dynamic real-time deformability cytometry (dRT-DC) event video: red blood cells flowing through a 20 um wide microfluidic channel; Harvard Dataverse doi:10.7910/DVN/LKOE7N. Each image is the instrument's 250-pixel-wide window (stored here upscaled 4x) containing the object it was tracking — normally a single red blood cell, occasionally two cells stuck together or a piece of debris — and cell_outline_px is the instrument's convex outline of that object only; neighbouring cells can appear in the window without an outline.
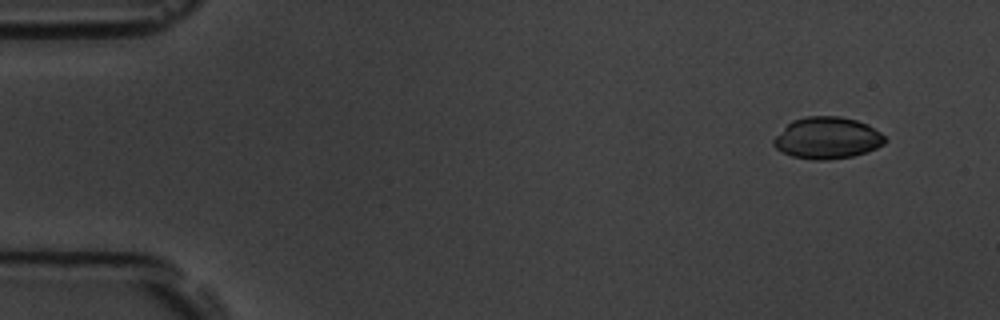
{"species": "common noctule bat (a hibernating species)", "species_latin": "Nyctalus noctula", "temperature_condition": "room temperature", "stored_images_in_passage": 10, "camera_frame_rate_fps": 3000, "um_per_image_px": 0.085, "animal": {"sex": "male", "body_mass_g": 19.5, "forearm_length_mm": 54.6}, "frame": {"image": 1, "passage_image": 1, "time_ms": 0.0, "image_size_px": [1000, 320], "cell_outline_px": [[888, 140], [884, 144], [868, 152], [852, 156], [828, 160], [812, 160], [792, 156], [776, 148], [772, 144], [772, 140], [792, 120], [804, 116], [840, 116], [856, 120], [868, 124], [880, 132]], "centroid_in_image_um": [70.34, 11.73], "position_along_channel_um": 14.7, "area_um2": 27.17}}
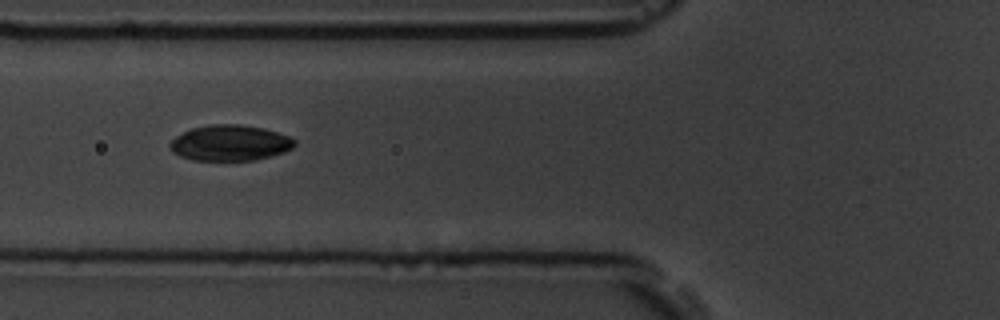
{"frame": {"image": 2, "passage_image": 6, "time_ms": 5.667, "image_size_px": [1000, 320], "cell_outline_px": [[296, 144], [292, 148], [284, 152], [252, 160], [192, 160], [180, 156], [172, 152], [168, 148], [168, 144], [176, 136], [192, 128], [208, 124], [240, 124], [264, 128], [288, 136], [296, 140]], "centroid_in_image_um": [19.52, 12.14], "position_along_channel_um": 106.3, "area_um2": 25.95}}
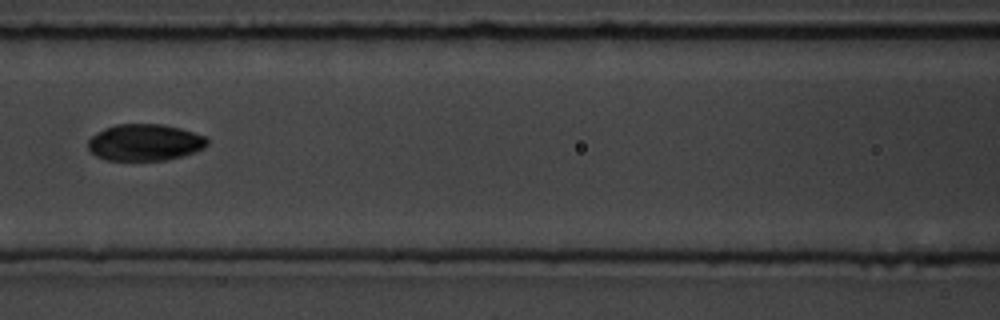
{"frame": {"image": 3, "passage_image": 7, "time_ms": 7.0, "image_size_px": [1000, 320], "cell_outline_px": [[208, 144], [204, 148], [196, 152], [164, 160], [104, 160], [96, 156], [88, 148], [88, 140], [92, 136], [104, 128], [116, 124], [164, 124], [180, 128], [204, 136], [208, 140]], "centroid_in_image_um": [12.3, 12.1], "position_along_channel_um": 154.3, "area_um2": 25.43}}